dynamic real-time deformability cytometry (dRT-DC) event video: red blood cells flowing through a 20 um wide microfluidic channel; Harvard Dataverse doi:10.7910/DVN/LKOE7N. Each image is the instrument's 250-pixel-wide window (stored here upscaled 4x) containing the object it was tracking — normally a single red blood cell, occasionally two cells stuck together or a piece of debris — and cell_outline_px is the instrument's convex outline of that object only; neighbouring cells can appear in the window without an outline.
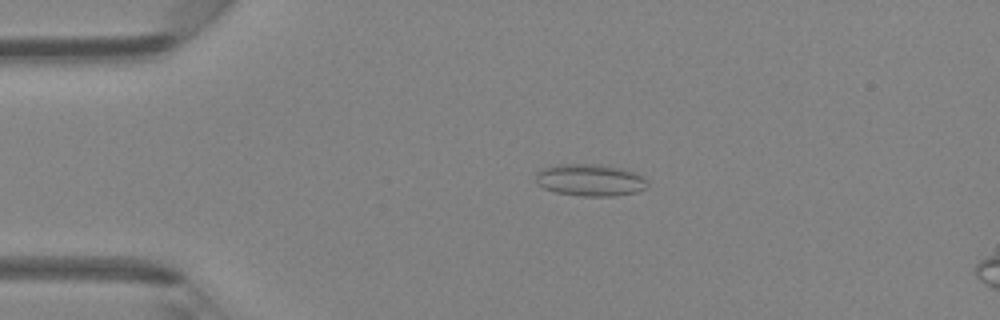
{"species": "Egyptian fruit bat (a non-hibernating species)", "species_latin": "Rousettus aegyptiacus", "temperature_condition": "room temperature", "stored_images_in_passage": 4, "camera_frame_rate_fps": 3000, "um_per_image_px": 0.085, "animal": {"sex": "female"}, "frame": {"image": 1, "passage_image": 2, "time_ms": 0.333, "image_size_px": [1000, 320], "cell_outline_px": [[648, 188], [636, 192], [616, 196], [584, 196], [556, 192], [544, 188], [536, 184], [536, 172], [544, 168], [556, 164], [600, 164], [624, 168], [636, 172], [644, 176], [648, 180]], "centroid_in_image_um": [50.21, 15.3], "position_along_channel_um": 34.8, "area_um2": 21.21}}